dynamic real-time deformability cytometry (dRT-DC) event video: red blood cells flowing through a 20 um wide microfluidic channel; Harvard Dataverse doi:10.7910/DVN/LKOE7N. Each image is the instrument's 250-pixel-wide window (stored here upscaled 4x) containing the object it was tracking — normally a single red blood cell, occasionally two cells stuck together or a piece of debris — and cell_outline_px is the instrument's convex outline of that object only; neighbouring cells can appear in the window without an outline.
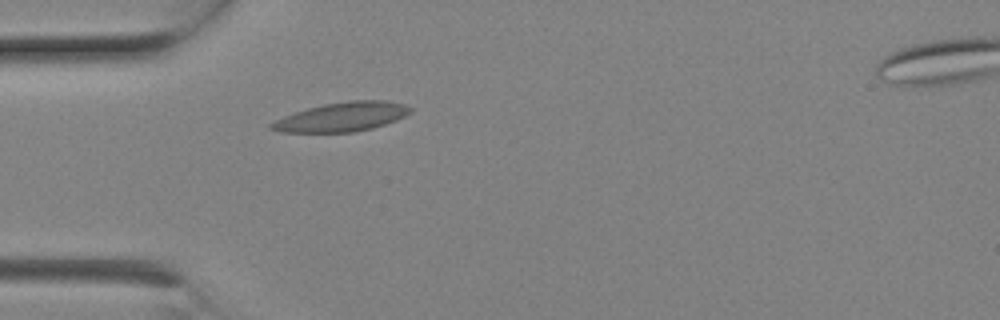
{"species": "Egyptian fruit bat (a non-hibernating species)", "species_latin": "Rousettus aegyptiacus", "temperature_condition": "room temperature", "stored_images_in_passage": 6, "segment_of_instrument_passage": [1, 2], "camera_frame_rate_fps": 3000, "um_per_image_px": 0.085, "animal": {"sex": "female"}, "frame": {"image": 1, "passage_image": 5, "time_ms": 1.333, "image_size_px": [1000, 320], "cell_outline_px": [[412, 112], [396, 120], [372, 128], [352, 132], [280, 132], [268, 128], [268, 124], [284, 116], [308, 108], [324, 104], [352, 100], [388, 100], [404, 104], [412, 108]], "centroid_in_image_um": [29.07, 9.93], "position_along_channel_um": 55.9, "area_um2": 23.52}}